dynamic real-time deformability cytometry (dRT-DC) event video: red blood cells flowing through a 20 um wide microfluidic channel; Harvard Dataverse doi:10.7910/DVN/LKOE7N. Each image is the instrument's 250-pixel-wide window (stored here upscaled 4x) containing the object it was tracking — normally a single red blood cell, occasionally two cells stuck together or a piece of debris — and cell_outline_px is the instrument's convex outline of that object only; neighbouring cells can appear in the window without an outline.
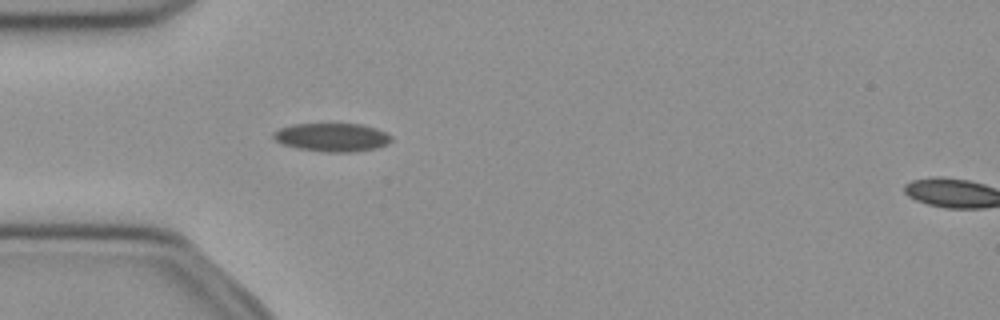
{"species": "common noctule bat (a hibernating species)", "species_latin": "Nyctalus noctula", "temperature_condition": "cold", "stored_images_in_passage": 50, "camera_frame_rate_fps": 3000, "um_per_image_px": 0.085, "animal": {"sex": "female", "body_mass_g": 21.9}, "frame": {"image": 1, "passage_image": 14, "time_ms": 4.333, "image_size_px": [1000, 320], "cell_outline_px": [[392, 140], [388, 144], [376, 148], [352, 152], [324, 152], [296, 148], [284, 144], [276, 140], [272, 136], [272, 132], [280, 128], [292, 124], [360, 124], [376, 128], [392, 136]], "centroid_in_image_um": [28.22, 11.67], "position_along_channel_um": 56.8, "area_um2": 19.54}}
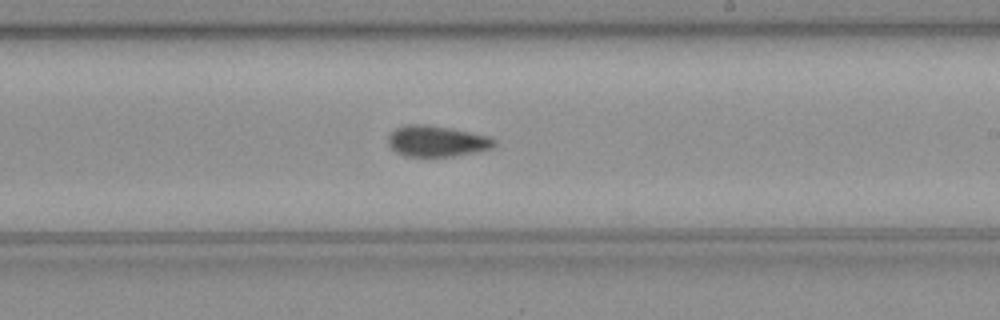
{"frame": {"image": 2, "passage_image": 29, "time_ms": 9.333, "image_size_px": [1000, 320], "cell_outline_px": [[496, 144], [492, 148], [476, 152], [452, 156], [408, 156], [396, 152], [388, 144], [388, 136], [396, 128], [404, 124], [428, 124], [492, 136], [496, 140]], "centroid_in_image_um": [37.15, 11.98], "position_along_channel_um": 251.9, "area_um2": 19.25}}
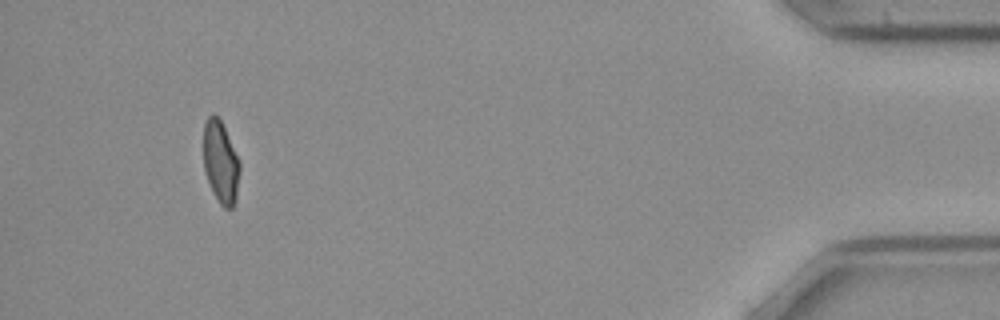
{"frame": {"image": 3, "passage_image": 47, "time_ms": 15.333, "image_size_px": [1000, 320], "cell_outline_px": [[240, 172], [236, 200], [232, 208], [224, 208], [220, 204], [208, 180], [204, 168], [204, 124], [208, 116], [212, 112], [220, 120], [224, 128], [240, 164]], "centroid_in_image_um": [18.76, 13.8], "position_along_channel_um": 416.4, "area_um2": 16.99}}